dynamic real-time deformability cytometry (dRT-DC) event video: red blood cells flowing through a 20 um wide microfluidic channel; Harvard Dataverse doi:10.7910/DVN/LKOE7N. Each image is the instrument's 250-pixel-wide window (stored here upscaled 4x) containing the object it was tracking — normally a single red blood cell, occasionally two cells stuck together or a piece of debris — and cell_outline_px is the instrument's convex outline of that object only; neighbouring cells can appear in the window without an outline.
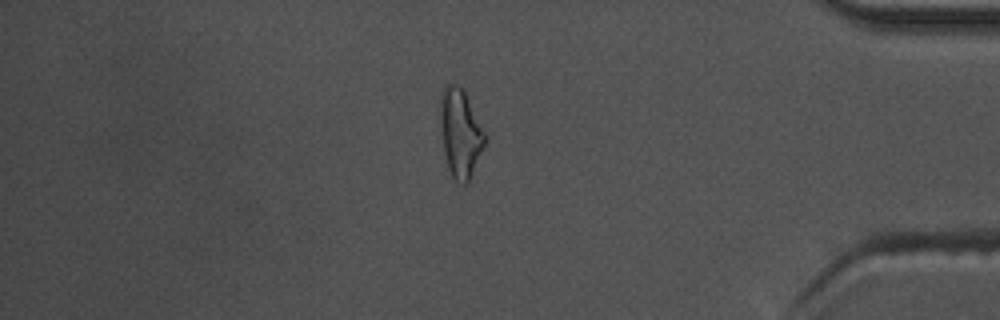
{"species": "common noctule bat (a hibernating species)", "species_latin": "Nyctalus noctula", "temperature_condition": "warm", "stored_images_in_passage": 39, "camera_frame_rate_fps": 3000, "um_per_image_px": 0.085, "animal": {"sex": "male", "body_mass_g": 17.5, "forearm_length_mm": 52.3}, "frame": {"image": 1, "passage_image": 34, "time_ms": 11.0, "image_size_px": [1000, 320], "cell_outline_px": [[488, 136], [468, 184], [460, 184], [452, 176], [448, 168], [444, 152], [440, 124], [440, 100], [444, 88], [448, 84], [456, 84], [464, 88]], "centroid_in_image_um": [39.16, 11.3], "position_along_channel_um": 396.0, "area_um2": 23.29}, "authors_computed_cell_mechanics": {"area_um2": 20.2878, "velocity_mm_per_s": 3.7601, "shape_relaxation_time_tau1_ms": 8.0743, "shape_relaxation_time_tau2_ms": 2.891, "deformation_change_tau1": 0.2277, "deformation_change_tau2": 0.119}}